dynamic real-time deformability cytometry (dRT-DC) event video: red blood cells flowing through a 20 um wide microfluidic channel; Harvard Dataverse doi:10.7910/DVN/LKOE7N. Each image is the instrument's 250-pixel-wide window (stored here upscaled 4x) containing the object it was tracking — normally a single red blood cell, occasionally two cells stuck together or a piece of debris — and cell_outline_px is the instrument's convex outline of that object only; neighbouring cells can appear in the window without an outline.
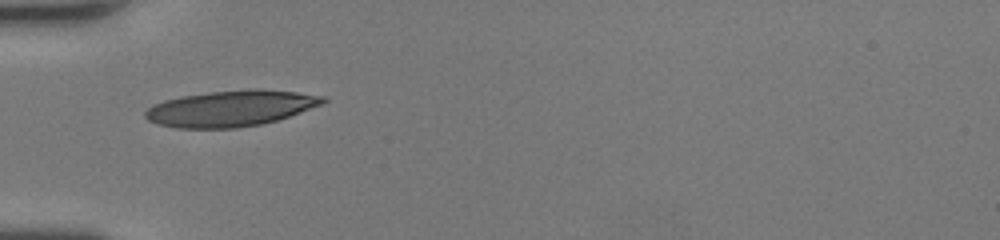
{"species": "human", "species_latin": "Homo sapiens", "temperature_condition": "room temperature", "stored_images_in_passage": 32, "camera_frame_rate_fps": 3000, "um_per_image_px": 0.085, "donor": {"sex": "female"}, "frame": {"image": 1, "passage_image": 1, "time_ms": 0.0, "image_size_px": [1000, 240], "cell_outline_px": [[328, 100], [324, 104], [276, 120], [260, 124], [236, 128], [176, 128], [160, 124], [148, 120], [144, 116], [144, 112], [152, 104], [164, 100], [180, 96], [212, 92], [248, 88], [260, 88], [296, 92], [324, 96]], "centroid_in_image_um": [19.62, 9.2], "position_along_channel_um": 65.4, "area_um2": 37.34}}
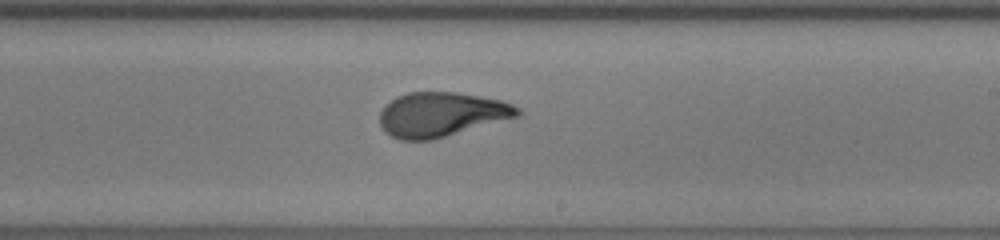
{"frame": {"image": 2, "passage_image": 14, "time_ms": 4.333, "image_size_px": [1000, 240], "cell_outline_px": [[524, 112], [520, 116], [432, 140], [400, 140], [384, 132], [380, 124], [380, 112], [384, 104], [396, 96], [408, 92], [452, 92], [504, 100], [520, 108]], "centroid_in_image_um": [37.52, 9.73], "position_along_channel_um": 251.5, "area_um2": 36.01}}
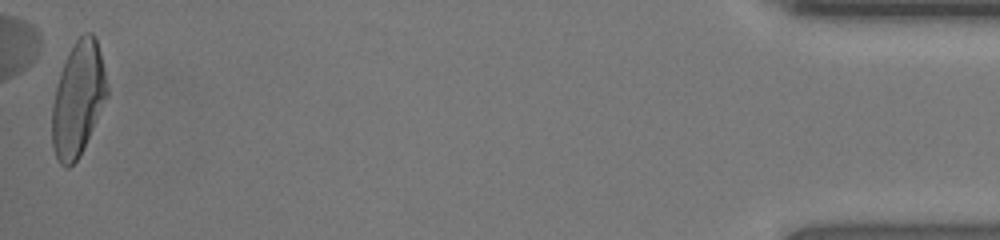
{"frame": {"image": 3, "passage_image": 32, "time_ms": 10.333, "image_size_px": [1000, 240], "cell_outline_px": [[108, 96], [80, 156], [68, 168], [64, 168], [60, 164], [52, 148], [52, 104], [60, 72], [68, 52], [76, 40], [84, 32], [92, 32], [96, 40], [100, 52], [104, 68], [108, 88]], "centroid_in_image_um": [6.63, 8.43], "position_along_channel_um": 428.6, "area_um2": 36.59}, "authors_computed_cell_mechanics": {"area_um2": 35.9516, "velocity_mm_per_s": 4.3931, "shape_relaxation_time_tau1_ms": 3.5476, "shape_relaxation_time_tau2_ms": 0.5738, "deformation_change_tau1": 0.2178, "deformation_change_tau2": 0.0785}}